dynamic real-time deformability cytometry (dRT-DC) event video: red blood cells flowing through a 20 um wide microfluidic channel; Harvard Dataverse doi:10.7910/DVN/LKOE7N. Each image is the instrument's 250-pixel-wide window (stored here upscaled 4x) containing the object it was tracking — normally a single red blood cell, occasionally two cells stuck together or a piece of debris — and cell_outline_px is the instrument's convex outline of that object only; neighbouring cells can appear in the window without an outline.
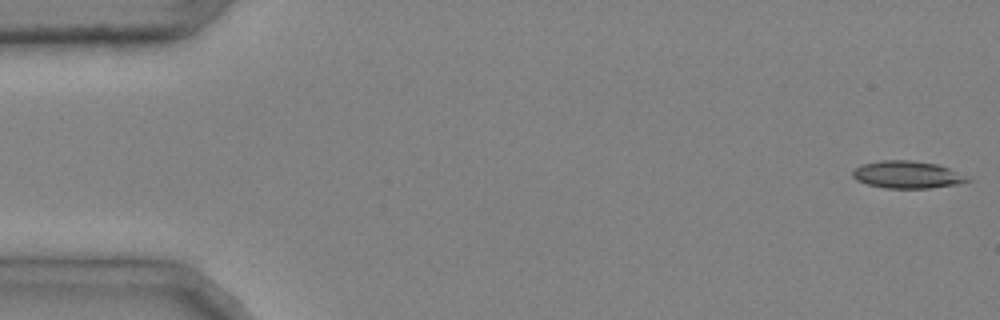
{"species": "common noctule bat (a hibernating species)", "species_latin": "Nyctalus noctula", "temperature_condition": "cold", "stored_images_in_passage": 15, "camera_frame_rate_fps": 3000, "um_per_image_px": 0.085, "animal": {"sex": "male", "body_mass_g": 20.4}, "frame": {"image": 1, "passage_image": 1, "time_ms": 0.0, "image_size_px": [1000, 320], "cell_outline_px": [[972, 180], [956, 184], [928, 188], [884, 188], [868, 184], [856, 180], [852, 176], [852, 172], [856, 168], [864, 164], [880, 160], [912, 160], [936, 164], [948, 168]], "centroid_in_image_um": [77.07, 14.84], "position_along_channel_um": 7.9, "area_um2": 17.98}}
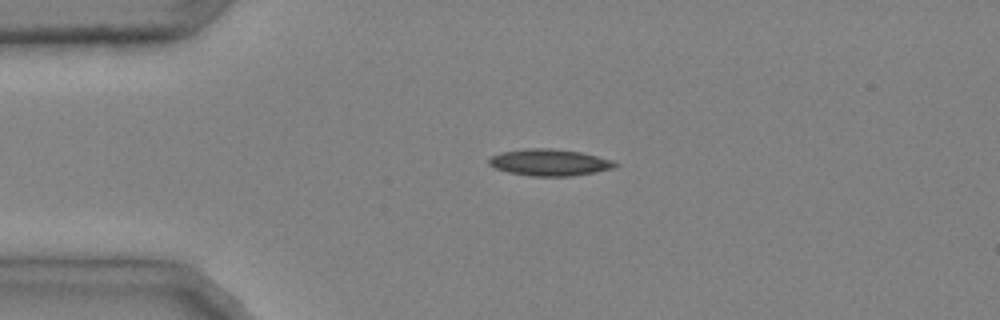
{"frame": {"image": 2, "passage_image": 11, "time_ms": 3.333, "image_size_px": [1000, 320], "cell_outline_px": [[620, 164], [616, 168], [596, 172], [572, 176], [532, 176], [508, 172], [496, 168], [488, 164], [488, 160], [492, 156], [500, 152], [524, 148], [552, 148], [580, 152], [612, 160]], "centroid_in_image_um": [46.72, 13.8], "position_along_channel_um": 38.3, "area_um2": 19.71}}